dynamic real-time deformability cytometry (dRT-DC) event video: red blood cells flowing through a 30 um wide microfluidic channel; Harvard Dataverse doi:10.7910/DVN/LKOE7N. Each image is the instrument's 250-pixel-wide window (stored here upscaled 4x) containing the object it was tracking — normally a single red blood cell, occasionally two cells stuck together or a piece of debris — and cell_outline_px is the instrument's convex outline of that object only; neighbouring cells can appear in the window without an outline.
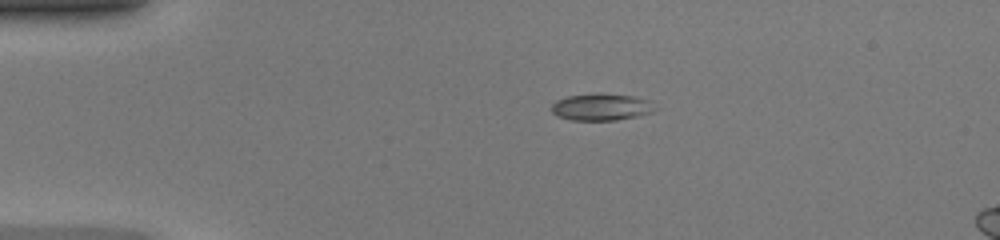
{"species": "common noctule bat (a hibernating species)", "species_latin": "Nyctalus noctula", "temperature_condition": "warm", "stored_images_in_passage": 6, "camera_frame_rate_fps": 3000, "um_per_image_px": 0.085, "animal": {"sex": "female", "body_mass_g": 20.0, "forearm_length_mm": 54.0}, "frame": {"image": 1, "passage_image": 1, "time_ms": 0.0, "image_size_px": [1000, 240], "cell_outline_px": [[660, 108], [652, 112], [640, 116], [616, 120], [572, 120], [556, 116], [552, 112], [552, 104], [556, 100], [568, 96], [636, 96], [652, 100]], "centroid_in_image_um": [51.21, 9.14], "position_along_channel_um": 33.8, "area_um2": 15.84}}